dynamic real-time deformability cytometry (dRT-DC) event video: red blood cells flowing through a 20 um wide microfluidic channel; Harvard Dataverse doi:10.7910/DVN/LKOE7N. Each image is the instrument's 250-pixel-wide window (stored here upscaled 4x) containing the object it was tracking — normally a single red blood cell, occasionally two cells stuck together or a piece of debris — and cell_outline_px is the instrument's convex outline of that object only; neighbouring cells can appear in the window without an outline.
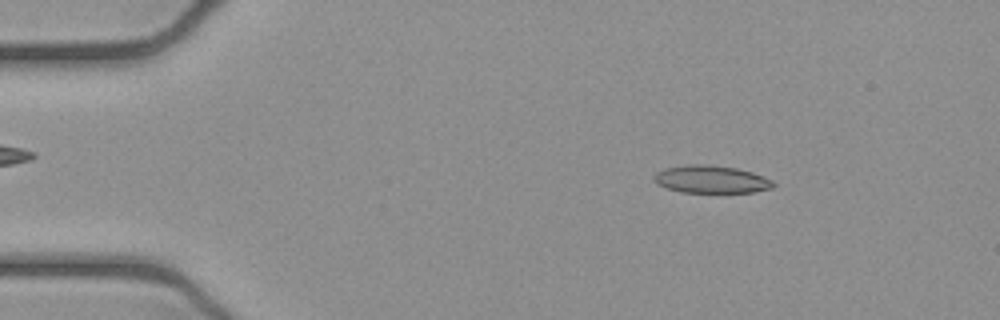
{"species": "common noctule bat (a hibernating species)", "species_latin": "Nyctalus noctula", "temperature_condition": "cold", "stored_images_in_passage": 51, "camera_frame_rate_fps": 3000, "um_per_image_px": 0.085, "animal": {"sex": "female", "body_mass_g": 21.9}, "frame": {"image": 1, "passage_image": 7, "time_ms": 2.0, "image_size_px": [1000, 320], "cell_outline_px": [[776, 184], [772, 188], [752, 192], [680, 192], [668, 188], [660, 184], [652, 176], [656, 172], [664, 168], [688, 164], [708, 164], [736, 168], [752, 172], [764, 176], [772, 180]], "centroid_in_image_um": [60.47, 15.23], "position_along_channel_um": 24.5, "area_um2": 19.13}}
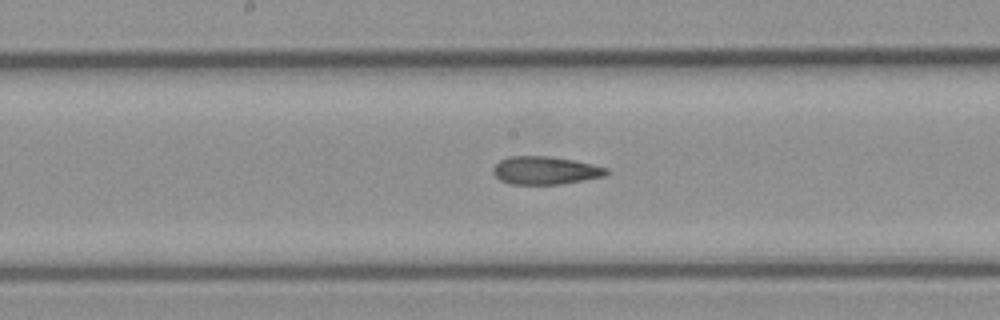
{"frame": {"image": 2, "passage_image": 26, "time_ms": 8.333, "image_size_px": [1000, 320], "cell_outline_px": [[608, 172], [604, 176], [584, 180], [560, 184], [512, 184], [500, 180], [492, 172], [492, 168], [500, 160], [508, 156], [548, 156], [572, 160], [608, 168]], "centroid_in_image_um": [46.31, 14.48], "position_along_channel_um": 201.9, "area_um2": 18.32}}
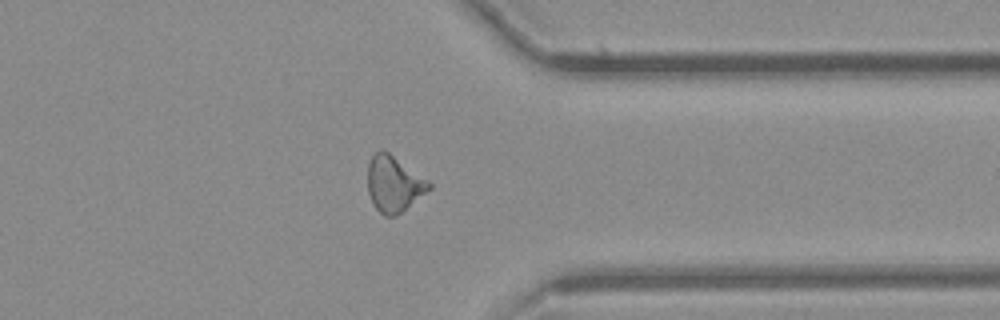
{"frame": {"image": 3, "passage_image": 40, "time_ms": 13.0, "image_size_px": [1000, 320], "cell_outline_px": [[432, 188], [400, 212], [392, 216], [384, 216], [372, 204], [368, 192], [368, 164], [372, 156], [376, 152], [388, 152], [428, 180], [432, 184]], "centroid_in_image_um": [33.47, 15.65], "position_along_channel_um": 377.9, "area_um2": 19.54}, "authors_computed_cell_mechanics": {"area_um2": 19.363, "velocity_mm_per_s": 3.9109, "shape_relaxation_time_tau1_ms": null, "shape_relaxation_time_tau2_ms": 1.4891, "deformation_change_tau1": null, "deformation_change_tau2": 0.0974}}